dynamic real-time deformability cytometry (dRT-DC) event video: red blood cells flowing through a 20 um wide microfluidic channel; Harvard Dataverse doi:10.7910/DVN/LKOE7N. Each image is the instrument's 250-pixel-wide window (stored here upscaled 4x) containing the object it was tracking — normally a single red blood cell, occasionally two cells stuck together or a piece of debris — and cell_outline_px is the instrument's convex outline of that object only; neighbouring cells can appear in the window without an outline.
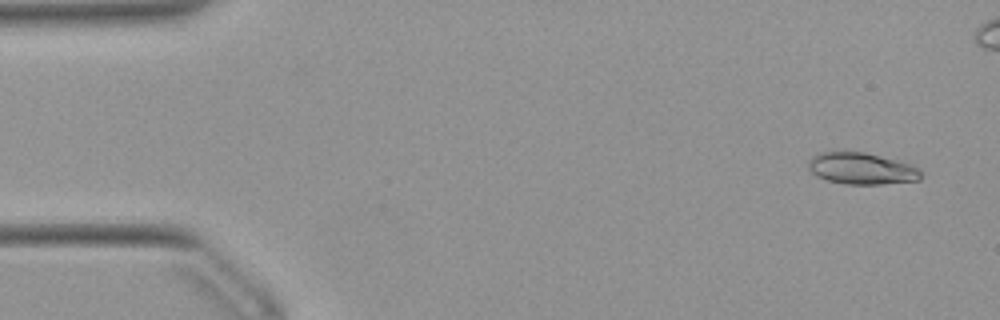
{"species": "Egyptian fruit bat (a non-hibernating species)", "species_latin": "Rousettus aegyptiacus", "temperature_condition": "warm", "stored_images_in_passage": 52, "camera_frame_rate_fps": 3000, "um_per_image_px": 0.085, "animal": {"sex": "female"}, "frame": {"image": 1, "passage_image": 3, "time_ms": 0.667, "image_size_px": [1000, 320], "cell_outline_px": [[924, 176], [920, 180], [880, 184], [844, 184], [828, 180], [816, 176], [808, 168], [808, 160], [820, 152], [864, 152], [896, 160], [920, 168], [924, 172]], "centroid_in_image_um": [73.27, 14.33], "position_along_channel_um": 11.7, "area_um2": 20.75}}
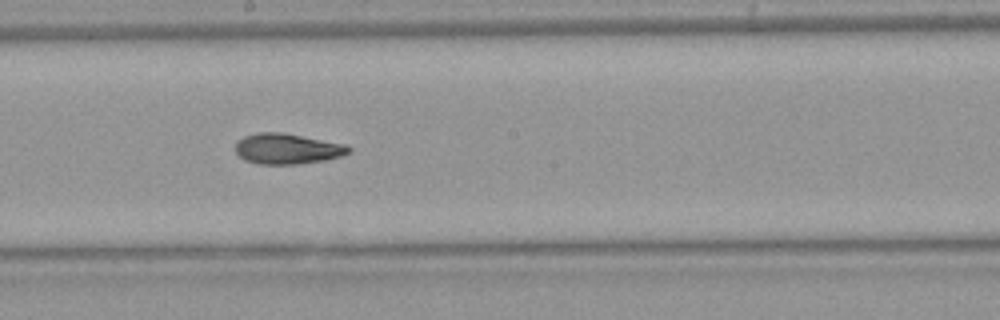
{"frame": {"image": 2, "passage_image": 28, "time_ms": 9.0, "image_size_px": [1000, 320], "cell_outline_px": [[352, 152], [340, 156], [324, 160], [296, 164], [260, 164], [244, 160], [236, 152], [236, 140], [244, 136], [256, 132], [280, 132], [348, 144], [352, 148]], "centroid_in_image_um": [24.43, 12.63], "position_along_channel_um": 223.8, "area_um2": 20.29}}
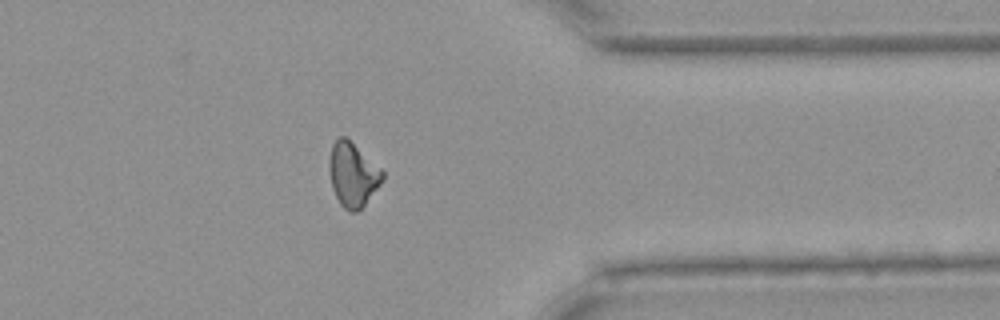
{"frame": {"image": 3, "passage_image": 41, "time_ms": 13.333, "image_size_px": [1000, 320], "cell_outline_px": [[384, 176], [380, 184], [364, 204], [356, 212], [348, 212], [340, 204], [332, 188], [328, 168], [328, 164], [332, 144], [340, 136], [344, 136], [380, 168], [384, 172]], "centroid_in_image_um": [29.95, 14.85], "position_along_channel_um": 381.4, "area_um2": 19.48}, "authors_computed_cell_mechanics": {"area_um2": 19.7676, "velocity_mm_per_s": 3.9353, "shape_relaxation_time_tau1_ms": 10.3084, "shape_relaxation_time_tau2_ms": 4.0063, "deformation_change_tau1": 0.2642, "deformation_change_tau2": 0.1206}}